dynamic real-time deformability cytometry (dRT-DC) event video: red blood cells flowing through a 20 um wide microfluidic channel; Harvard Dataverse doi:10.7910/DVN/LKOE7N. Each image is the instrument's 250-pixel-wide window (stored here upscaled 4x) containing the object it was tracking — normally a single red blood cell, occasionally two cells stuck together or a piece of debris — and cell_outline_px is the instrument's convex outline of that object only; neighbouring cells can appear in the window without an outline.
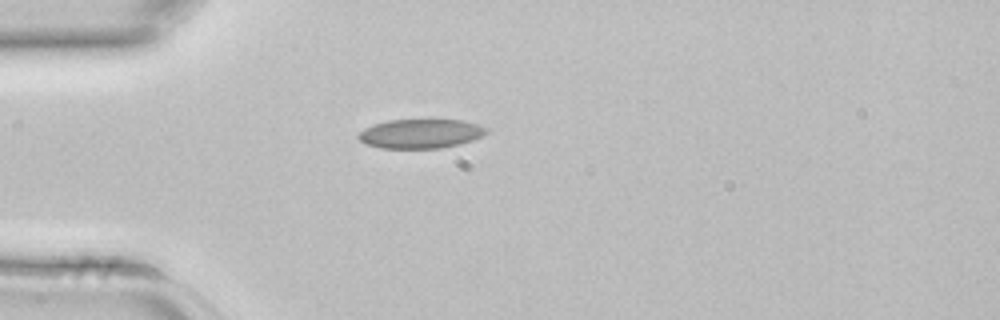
{"species": "common noctule bat (a hibernating species)", "species_latin": "Nyctalus noctula", "temperature_condition": "room temperature", "stored_images_in_passage": 2, "camera_frame_rate_fps": 3000, "um_per_image_px": 0.085, "animal": {"sex": "female", "body_mass_g": 22.7, "forearm_length_mm": 54.2}, "frame": {"image": 1, "passage_image": 2, "time_ms": 0.333, "image_size_px": [1000, 320], "cell_outline_px": [[488, 132], [472, 140], [460, 144], [440, 148], [380, 148], [368, 144], [360, 140], [356, 136], [364, 128], [388, 120], [460, 120], [476, 124], [488, 128]], "centroid_in_image_um": [35.75, 11.36], "position_along_channel_um": 49.3, "area_um2": 21.56}}